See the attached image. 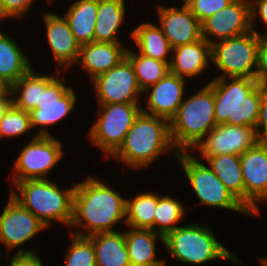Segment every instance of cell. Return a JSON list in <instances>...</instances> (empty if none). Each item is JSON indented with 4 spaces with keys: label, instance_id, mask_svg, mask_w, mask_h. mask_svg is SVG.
I'll return each instance as SVG.
<instances>
[{
    "label": "cell",
    "instance_id": "obj_38",
    "mask_svg": "<svg viewBox=\"0 0 267 266\" xmlns=\"http://www.w3.org/2000/svg\"><path fill=\"white\" fill-rule=\"evenodd\" d=\"M256 79L259 83H267V39L258 33Z\"/></svg>",
    "mask_w": 267,
    "mask_h": 266
},
{
    "label": "cell",
    "instance_id": "obj_8",
    "mask_svg": "<svg viewBox=\"0 0 267 266\" xmlns=\"http://www.w3.org/2000/svg\"><path fill=\"white\" fill-rule=\"evenodd\" d=\"M97 118L88 130L90 143L108 159L119 149L135 119L142 112L141 103L98 104Z\"/></svg>",
    "mask_w": 267,
    "mask_h": 266
},
{
    "label": "cell",
    "instance_id": "obj_22",
    "mask_svg": "<svg viewBox=\"0 0 267 266\" xmlns=\"http://www.w3.org/2000/svg\"><path fill=\"white\" fill-rule=\"evenodd\" d=\"M125 232L126 248L131 266H163L166 261L156 257V240L164 244V237L151 229L132 228ZM159 238V239H158Z\"/></svg>",
    "mask_w": 267,
    "mask_h": 266
},
{
    "label": "cell",
    "instance_id": "obj_23",
    "mask_svg": "<svg viewBox=\"0 0 267 266\" xmlns=\"http://www.w3.org/2000/svg\"><path fill=\"white\" fill-rule=\"evenodd\" d=\"M129 36L139 47V53L170 64L172 57L170 53H172L173 48L164 36L159 24L155 25L152 22L145 21L132 31L130 30Z\"/></svg>",
    "mask_w": 267,
    "mask_h": 266
},
{
    "label": "cell",
    "instance_id": "obj_29",
    "mask_svg": "<svg viewBox=\"0 0 267 266\" xmlns=\"http://www.w3.org/2000/svg\"><path fill=\"white\" fill-rule=\"evenodd\" d=\"M205 161L226 188L244 205V182L240 155L210 156Z\"/></svg>",
    "mask_w": 267,
    "mask_h": 266
},
{
    "label": "cell",
    "instance_id": "obj_4",
    "mask_svg": "<svg viewBox=\"0 0 267 266\" xmlns=\"http://www.w3.org/2000/svg\"><path fill=\"white\" fill-rule=\"evenodd\" d=\"M14 187L18 190L15 191ZM13 188L9 194L47 228L51 227L54 221L70 226L75 184L63 190L51 179H35L16 182Z\"/></svg>",
    "mask_w": 267,
    "mask_h": 266
},
{
    "label": "cell",
    "instance_id": "obj_2",
    "mask_svg": "<svg viewBox=\"0 0 267 266\" xmlns=\"http://www.w3.org/2000/svg\"><path fill=\"white\" fill-rule=\"evenodd\" d=\"M167 151L178 155L170 135V121L141 112L111 157L138 171L152 166Z\"/></svg>",
    "mask_w": 267,
    "mask_h": 266
},
{
    "label": "cell",
    "instance_id": "obj_15",
    "mask_svg": "<svg viewBox=\"0 0 267 266\" xmlns=\"http://www.w3.org/2000/svg\"><path fill=\"white\" fill-rule=\"evenodd\" d=\"M244 182V206L255 216L257 203L267 201V143L258 142L240 155Z\"/></svg>",
    "mask_w": 267,
    "mask_h": 266
},
{
    "label": "cell",
    "instance_id": "obj_17",
    "mask_svg": "<svg viewBox=\"0 0 267 266\" xmlns=\"http://www.w3.org/2000/svg\"><path fill=\"white\" fill-rule=\"evenodd\" d=\"M186 79L168 72L156 84L143 91L146 106L141 105L142 112L170 121L177 113L184 99Z\"/></svg>",
    "mask_w": 267,
    "mask_h": 266
},
{
    "label": "cell",
    "instance_id": "obj_25",
    "mask_svg": "<svg viewBox=\"0 0 267 266\" xmlns=\"http://www.w3.org/2000/svg\"><path fill=\"white\" fill-rule=\"evenodd\" d=\"M16 41L0 30V79L11 86L33 66Z\"/></svg>",
    "mask_w": 267,
    "mask_h": 266
},
{
    "label": "cell",
    "instance_id": "obj_9",
    "mask_svg": "<svg viewBox=\"0 0 267 266\" xmlns=\"http://www.w3.org/2000/svg\"><path fill=\"white\" fill-rule=\"evenodd\" d=\"M258 32H250L211 45L212 64L221 71L214 78H256ZM255 68V69H254Z\"/></svg>",
    "mask_w": 267,
    "mask_h": 266
},
{
    "label": "cell",
    "instance_id": "obj_18",
    "mask_svg": "<svg viewBox=\"0 0 267 266\" xmlns=\"http://www.w3.org/2000/svg\"><path fill=\"white\" fill-rule=\"evenodd\" d=\"M159 26L172 48L196 42L202 38L201 23L186 5L157 6Z\"/></svg>",
    "mask_w": 267,
    "mask_h": 266
},
{
    "label": "cell",
    "instance_id": "obj_20",
    "mask_svg": "<svg viewBox=\"0 0 267 266\" xmlns=\"http://www.w3.org/2000/svg\"><path fill=\"white\" fill-rule=\"evenodd\" d=\"M125 47L122 43L90 42L80 45L77 65L87 71L90 81L97 76L115 67L126 57Z\"/></svg>",
    "mask_w": 267,
    "mask_h": 266
},
{
    "label": "cell",
    "instance_id": "obj_14",
    "mask_svg": "<svg viewBox=\"0 0 267 266\" xmlns=\"http://www.w3.org/2000/svg\"><path fill=\"white\" fill-rule=\"evenodd\" d=\"M258 142L256 128L224 123L214 127L190 153L199 151L203 160L223 154L242 155Z\"/></svg>",
    "mask_w": 267,
    "mask_h": 266
},
{
    "label": "cell",
    "instance_id": "obj_21",
    "mask_svg": "<svg viewBox=\"0 0 267 266\" xmlns=\"http://www.w3.org/2000/svg\"><path fill=\"white\" fill-rule=\"evenodd\" d=\"M211 62V45L201 38L196 42L173 48L169 72L184 79L194 78L206 72Z\"/></svg>",
    "mask_w": 267,
    "mask_h": 266
},
{
    "label": "cell",
    "instance_id": "obj_5",
    "mask_svg": "<svg viewBox=\"0 0 267 266\" xmlns=\"http://www.w3.org/2000/svg\"><path fill=\"white\" fill-rule=\"evenodd\" d=\"M217 124L214 116V92L206 83L200 90L183 99L170 120V135L175 149L192 151Z\"/></svg>",
    "mask_w": 267,
    "mask_h": 266
},
{
    "label": "cell",
    "instance_id": "obj_45",
    "mask_svg": "<svg viewBox=\"0 0 267 266\" xmlns=\"http://www.w3.org/2000/svg\"><path fill=\"white\" fill-rule=\"evenodd\" d=\"M266 32H267V27H266ZM262 35L267 39V33L266 34L263 33Z\"/></svg>",
    "mask_w": 267,
    "mask_h": 266
},
{
    "label": "cell",
    "instance_id": "obj_31",
    "mask_svg": "<svg viewBox=\"0 0 267 266\" xmlns=\"http://www.w3.org/2000/svg\"><path fill=\"white\" fill-rule=\"evenodd\" d=\"M126 57L133 65L138 85L142 91L156 84L169 72V65L166 62L134 52L132 47L127 48Z\"/></svg>",
    "mask_w": 267,
    "mask_h": 266
},
{
    "label": "cell",
    "instance_id": "obj_43",
    "mask_svg": "<svg viewBox=\"0 0 267 266\" xmlns=\"http://www.w3.org/2000/svg\"><path fill=\"white\" fill-rule=\"evenodd\" d=\"M260 261H261V264H262L261 266H267V257L261 258Z\"/></svg>",
    "mask_w": 267,
    "mask_h": 266
},
{
    "label": "cell",
    "instance_id": "obj_28",
    "mask_svg": "<svg viewBox=\"0 0 267 266\" xmlns=\"http://www.w3.org/2000/svg\"><path fill=\"white\" fill-rule=\"evenodd\" d=\"M97 11L98 0H76L63 14L80 45L94 42Z\"/></svg>",
    "mask_w": 267,
    "mask_h": 266
},
{
    "label": "cell",
    "instance_id": "obj_10",
    "mask_svg": "<svg viewBox=\"0 0 267 266\" xmlns=\"http://www.w3.org/2000/svg\"><path fill=\"white\" fill-rule=\"evenodd\" d=\"M63 146L62 141L53 135L34 134L33 138L21 147V152L12 166V185L24 180L49 179L50 171L64 155Z\"/></svg>",
    "mask_w": 267,
    "mask_h": 266
},
{
    "label": "cell",
    "instance_id": "obj_7",
    "mask_svg": "<svg viewBox=\"0 0 267 266\" xmlns=\"http://www.w3.org/2000/svg\"><path fill=\"white\" fill-rule=\"evenodd\" d=\"M184 176L188 179L199 202L203 206L215 207L255 217L233 194L204 162L189 152H180L177 157Z\"/></svg>",
    "mask_w": 267,
    "mask_h": 266
},
{
    "label": "cell",
    "instance_id": "obj_30",
    "mask_svg": "<svg viewBox=\"0 0 267 266\" xmlns=\"http://www.w3.org/2000/svg\"><path fill=\"white\" fill-rule=\"evenodd\" d=\"M158 202V193L140 192L132 198H126V223L128 228H143L154 231V211Z\"/></svg>",
    "mask_w": 267,
    "mask_h": 266
},
{
    "label": "cell",
    "instance_id": "obj_27",
    "mask_svg": "<svg viewBox=\"0 0 267 266\" xmlns=\"http://www.w3.org/2000/svg\"><path fill=\"white\" fill-rule=\"evenodd\" d=\"M33 69L31 68L24 76L10 86L12 104L25 112H31L33 109H36L38 102H40L41 90H44L56 77L54 74L44 75Z\"/></svg>",
    "mask_w": 267,
    "mask_h": 266
},
{
    "label": "cell",
    "instance_id": "obj_26",
    "mask_svg": "<svg viewBox=\"0 0 267 266\" xmlns=\"http://www.w3.org/2000/svg\"><path fill=\"white\" fill-rule=\"evenodd\" d=\"M96 253V266H131L125 232L96 233L89 236Z\"/></svg>",
    "mask_w": 267,
    "mask_h": 266
},
{
    "label": "cell",
    "instance_id": "obj_44",
    "mask_svg": "<svg viewBox=\"0 0 267 266\" xmlns=\"http://www.w3.org/2000/svg\"><path fill=\"white\" fill-rule=\"evenodd\" d=\"M183 1V5H186V3H188L190 0H182Z\"/></svg>",
    "mask_w": 267,
    "mask_h": 266
},
{
    "label": "cell",
    "instance_id": "obj_32",
    "mask_svg": "<svg viewBox=\"0 0 267 266\" xmlns=\"http://www.w3.org/2000/svg\"><path fill=\"white\" fill-rule=\"evenodd\" d=\"M185 207L182 202L167 196L158 194V202L154 211V232L165 237L174 231L178 222L185 216Z\"/></svg>",
    "mask_w": 267,
    "mask_h": 266
},
{
    "label": "cell",
    "instance_id": "obj_24",
    "mask_svg": "<svg viewBox=\"0 0 267 266\" xmlns=\"http://www.w3.org/2000/svg\"><path fill=\"white\" fill-rule=\"evenodd\" d=\"M125 0H98L94 42L122 43L118 31L127 12Z\"/></svg>",
    "mask_w": 267,
    "mask_h": 266
},
{
    "label": "cell",
    "instance_id": "obj_19",
    "mask_svg": "<svg viewBox=\"0 0 267 266\" xmlns=\"http://www.w3.org/2000/svg\"><path fill=\"white\" fill-rule=\"evenodd\" d=\"M47 43L52 50L54 60L57 62L56 71L68 70L76 66L79 56L80 44L71 32L70 25L64 15L44 12ZM59 66V67H58ZM63 67V68H62Z\"/></svg>",
    "mask_w": 267,
    "mask_h": 266
},
{
    "label": "cell",
    "instance_id": "obj_12",
    "mask_svg": "<svg viewBox=\"0 0 267 266\" xmlns=\"http://www.w3.org/2000/svg\"><path fill=\"white\" fill-rule=\"evenodd\" d=\"M46 228L36 216L9 195L8 202L0 215V244L11 251L18 247L15 252L18 254L34 253L30 249L24 250L23 245Z\"/></svg>",
    "mask_w": 267,
    "mask_h": 266
},
{
    "label": "cell",
    "instance_id": "obj_39",
    "mask_svg": "<svg viewBox=\"0 0 267 266\" xmlns=\"http://www.w3.org/2000/svg\"><path fill=\"white\" fill-rule=\"evenodd\" d=\"M251 29L255 32V21L259 19L267 27V0H250ZM259 17V18H258ZM258 18V19H257ZM255 24V25H254Z\"/></svg>",
    "mask_w": 267,
    "mask_h": 266
},
{
    "label": "cell",
    "instance_id": "obj_35",
    "mask_svg": "<svg viewBox=\"0 0 267 266\" xmlns=\"http://www.w3.org/2000/svg\"><path fill=\"white\" fill-rule=\"evenodd\" d=\"M234 0H190L186 6L202 23L207 18L218 13Z\"/></svg>",
    "mask_w": 267,
    "mask_h": 266
},
{
    "label": "cell",
    "instance_id": "obj_11",
    "mask_svg": "<svg viewBox=\"0 0 267 266\" xmlns=\"http://www.w3.org/2000/svg\"><path fill=\"white\" fill-rule=\"evenodd\" d=\"M75 92L71 84L66 86L59 76L55 77L44 90H41L40 102L36 109L29 112L32 129L38 126L37 129H40L35 133L36 135H52L48 127L60 123L71 115L78 99Z\"/></svg>",
    "mask_w": 267,
    "mask_h": 266
},
{
    "label": "cell",
    "instance_id": "obj_42",
    "mask_svg": "<svg viewBox=\"0 0 267 266\" xmlns=\"http://www.w3.org/2000/svg\"><path fill=\"white\" fill-rule=\"evenodd\" d=\"M10 91V86L0 79V97L6 95Z\"/></svg>",
    "mask_w": 267,
    "mask_h": 266
},
{
    "label": "cell",
    "instance_id": "obj_13",
    "mask_svg": "<svg viewBox=\"0 0 267 266\" xmlns=\"http://www.w3.org/2000/svg\"><path fill=\"white\" fill-rule=\"evenodd\" d=\"M98 104L140 103L143 91L138 85L131 61L124 57L115 67L91 81Z\"/></svg>",
    "mask_w": 267,
    "mask_h": 266
},
{
    "label": "cell",
    "instance_id": "obj_41",
    "mask_svg": "<svg viewBox=\"0 0 267 266\" xmlns=\"http://www.w3.org/2000/svg\"><path fill=\"white\" fill-rule=\"evenodd\" d=\"M12 105V95L9 91L6 95L0 97V121L4 117L5 113L8 111Z\"/></svg>",
    "mask_w": 267,
    "mask_h": 266
},
{
    "label": "cell",
    "instance_id": "obj_36",
    "mask_svg": "<svg viewBox=\"0 0 267 266\" xmlns=\"http://www.w3.org/2000/svg\"><path fill=\"white\" fill-rule=\"evenodd\" d=\"M36 0H0V23L5 19H19L28 14Z\"/></svg>",
    "mask_w": 267,
    "mask_h": 266
},
{
    "label": "cell",
    "instance_id": "obj_6",
    "mask_svg": "<svg viewBox=\"0 0 267 266\" xmlns=\"http://www.w3.org/2000/svg\"><path fill=\"white\" fill-rule=\"evenodd\" d=\"M164 246L169 256L186 264L203 265L212 260H229L242 263L229 252L214 234L213 229L200 224L188 223L180 226L164 237Z\"/></svg>",
    "mask_w": 267,
    "mask_h": 266
},
{
    "label": "cell",
    "instance_id": "obj_1",
    "mask_svg": "<svg viewBox=\"0 0 267 266\" xmlns=\"http://www.w3.org/2000/svg\"><path fill=\"white\" fill-rule=\"evenodd\" d=\"M119 193L103 178L100 180L91 175L75 183L73 216L69 226L75 230L71 233L89 237L96 233L118 231L113 227L126 223V198Z\"/></svg>",
    "mask_w": 267,
    "mask_h": 266
},
{
    "label": "cell",
    "instance_id": "obj_34",
    "mask_svg": "<svg viewBox=\"0 0 267 266\" xmlns=\"http://www.w3.org/2000/svg\"><path fill=\"white\" fill-rule=\"evenodd\" d=\"M71 244L65 253V266H96V253L92 240L71 233Z\"/></svg>",
    "mask_w": 267,
    "mask_h": 266
},
{
    "label": "cell",
    "instance_id": "obj_33",
    "mask_svg": "<svg viewBox=\"0 0 267 266\" xmlns=\"http://www.w3.org/2000/svg\"><path fill=\"white\" fill-rule=\"evenodd\" d=\"M30 130H33L30 113L12 104L0 121V138L14 139L26 135Z\"/></svg>",
    "mask_w": 267,
    "mask_h": 266
},
{
    "label": "cell",
    "instance_id": "obj_40",
    "mask_svg": "<svg viewBox=\"0 0 267 266\" xmlns=\"http://www.w3.org/2000/svg\"><path fill=\"white\" fill-rule=\"evenodd\" d=\"M10 266H44V263L35 252L14 253L11 255Z\"/></svg>",
    "mask_w": 267,
    "mask_h": 266
},
{
    "label": "cell",
    "instance_id": "obj_3",
    "mask_svg": "<svg viewBox=\"0 0 267 266\" xmlns=\"http://www.w3.org/2000/svg\"><path fill=\"white\" fill-rule=\"evenodd\" d=\"M208 85L214 92L216 124L256 128L260 115V83L256 78H214Z\"/></svg>",
    "mask_w": 267,
    "mask_h": 266
},
{
    "label": "cell",
    "instance_id": "obj_16",
    "mask_svg": "<svg viewBox=\"0 0 267 266\" xmlns=\"http://www.w3.org/2000/svg\"><path fill=\"white\" fill-rule=\"evenodd\" d=\"M250 0H234L201 23V34L210 45L250 32Z\"/></svg>",
    "mask_w": 267,
    "mask_h": 266
},
{
    "label": "cell",
    "instance_id": "obj_37",
    "mask_svg": "<svg viewBox=\"0 0 267 266\" xmlns=\"http://www.w3.org/2000/svg\"><path fill=\"white\" fill-rule=\"evenodd\" d=\"M256 132L258 141L267 143V83H260V115Z\"/></svg>",
    "mask_w": 267,
    "mask_h": 266
}]
</instances>
